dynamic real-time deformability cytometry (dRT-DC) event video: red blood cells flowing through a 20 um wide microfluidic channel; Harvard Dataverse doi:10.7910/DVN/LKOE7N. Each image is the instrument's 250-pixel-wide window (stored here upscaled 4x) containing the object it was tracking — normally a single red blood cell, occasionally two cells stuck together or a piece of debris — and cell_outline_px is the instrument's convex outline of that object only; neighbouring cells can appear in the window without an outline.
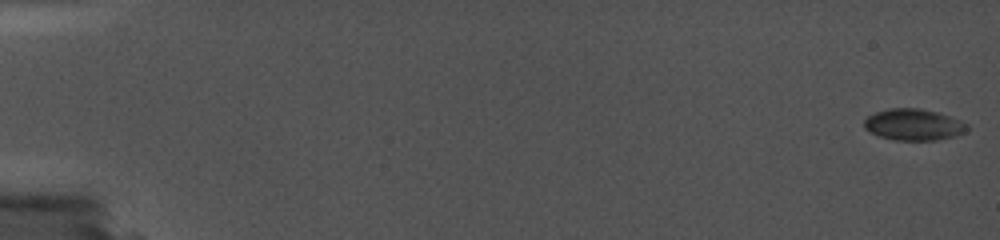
{"species": "common noctule bat (a hibernating species)", "species_latin": "Nyctalus noctula", "temperature_condition": "cold", "stored_images_in_passage": 6, "camera_frame_rate_fps": 5000, "um_per_image_px": 0.085, "animal": {"sex": "female", "body_mass_g": 19.0, "forearm_length_mm": 56.7}, "frame": {"image": 1, "passage_image": 1, "time_ms": 0.0, "image_size_px": [1000, 240], "cell_outline_px": [[964, 128], [956, 136], [944, 140], [888, 140], [876, 136], [868, 132], [864, 128], [864, 120], [872, 116], [884, 112], [924, 112], [936, 116]], "centroid_in_image_um": [77.41, 10.76], "position_along_channel_um": 7.6, "area_um2": 16.07}}